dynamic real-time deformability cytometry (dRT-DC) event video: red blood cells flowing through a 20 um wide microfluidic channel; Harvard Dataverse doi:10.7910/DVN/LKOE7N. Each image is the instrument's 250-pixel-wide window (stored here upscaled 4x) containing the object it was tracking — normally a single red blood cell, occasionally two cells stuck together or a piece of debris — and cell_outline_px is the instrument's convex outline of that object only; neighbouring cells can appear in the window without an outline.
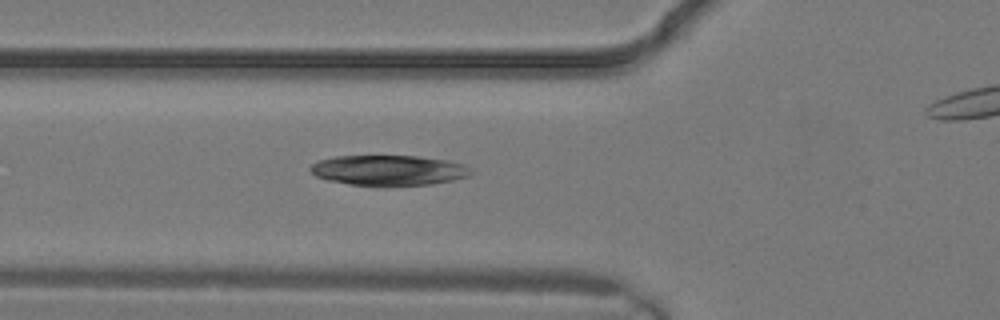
{"species": "common noctule bat (a hibernating species)", "species_latin": "Nyctalus noctula", "temperature_condition": "warm", "stored_images_in_passage": 6, "camera_frame_rate_fps": 3000, "um_per_image_px": 0.085, "animal": {"sex": "male", "body_mass_g": 19.2, "forearm_length_mm": 51.8}, "frame": {"image": 1, "passage_image": 5, "time_ms": 1.333, "image_size_px": [1000, 320], "cell_outline_px": [[476, 172], [468, 176], [452, 180], [432, 184], [384, 188], [348, 184], [328, 180], [316, 176], [308, 168], [312, 164], [320, 160], [336, 156], [416, 156], [448, 160], [464, 164]], "centroid_in_image_um": [33.06, 14.5], "position_along_channel_um": 92.7, "area_um2": 29.07}}